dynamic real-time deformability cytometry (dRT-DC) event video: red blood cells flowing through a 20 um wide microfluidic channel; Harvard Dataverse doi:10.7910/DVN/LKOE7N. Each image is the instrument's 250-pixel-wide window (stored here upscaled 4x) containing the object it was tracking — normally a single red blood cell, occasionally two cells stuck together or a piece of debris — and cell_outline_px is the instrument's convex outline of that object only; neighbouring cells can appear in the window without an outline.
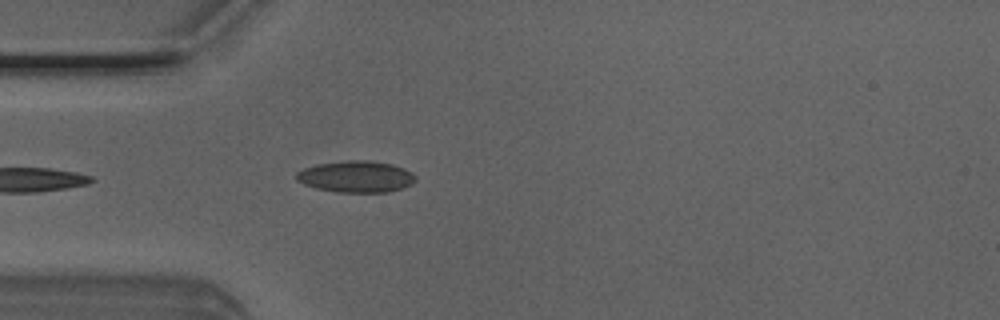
{"species": "Egyptian fruit bat (a non-hibernating species)", "species_latin": "Rousettus aegyptiacus", "temperature_condition": "room temperature", "stored_images_in_passage": 12, "camera_frame_rate_fps": 3000, "um_per_image_px": 0.085, "animal": {"sex": "male"}, "frame": {"image": 1, "passage_image": 3, "time_ms": 0.667, "image_size_px": [1000, 320], "cell_outline_px": [[416, 180], [400, 188], [388, 192], [336, 192], [316, 188], [304, 184], [296, 180], [296, 172], [304, 168], [316, 164], [348, 160], [372, 160], [392, 164], [404, 168], [412, 172], [416, 176]], "centroid_in_image_um": [30.25, 15.0], "position_along_channel_um": 54.8, "area_um2": 21.91}}